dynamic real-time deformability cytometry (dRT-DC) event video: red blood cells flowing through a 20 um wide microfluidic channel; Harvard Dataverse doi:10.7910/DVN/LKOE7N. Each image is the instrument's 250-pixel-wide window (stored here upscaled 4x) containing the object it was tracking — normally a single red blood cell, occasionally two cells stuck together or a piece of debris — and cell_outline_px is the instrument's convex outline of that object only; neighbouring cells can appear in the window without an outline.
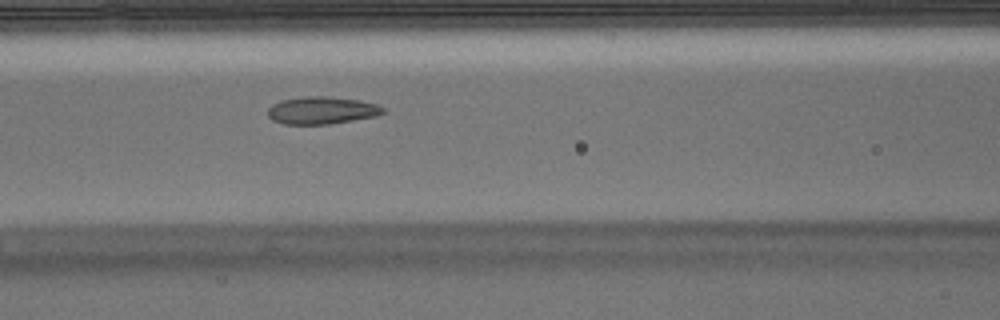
{"species": "Egyptian fruit bat (a non-hibernating species)", "species_latin": "Rousettus aegyptiacus", "temperature_condition": "warm", "stored_images_in_passage": 53, "camera_frame_rate_fps": 3000, "um_per_image_px": 0.085, "animal": {"sex": "male"}, "frame": {"image": 1, "passage_image": 22, "time_ms": 7.0, "image_size_px": [1000, 320], "cell_outline_px": [[384, 112], [376, 116], [328, 124], [284, 124], [272, 120], [268, 116], [268, 108], [272, 104], [280, 100], [304, 96], [324, 96], [360, 100], [376, 104], [384, 108]], "centroid_in_image_um": [27.31, 9.37], "position_along_channel_um": 139.3, "area_um2": 18.38}}
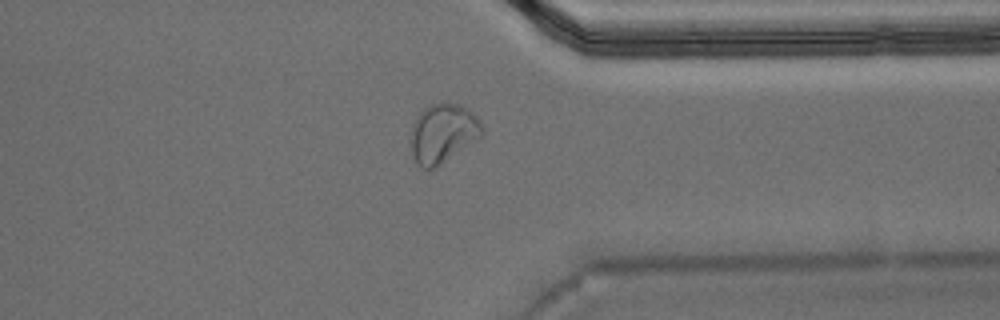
{"frame": {"image": 2, "passage_image": 41, "time_ms": 13.333, "image_size_px": [1000, 320], "cell_outline_px": [[484, 132], [480, 136], [436, 168], [424, 168], [416, 164], [408, 140], [416, 116], [428, 104], [440, 100], [448, 100], [460, 104], [468, 108], [480, 120], [484, 128]], "centroid_in_image_um": [37.62, 11.27], "position_along_channel_um": 373.8, "area_um2": 25.14}}
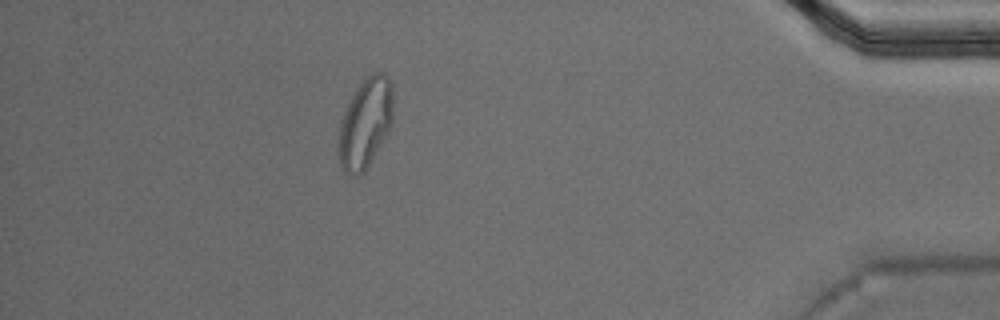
{"frame": {"image": 3, "passage_image": 47, "time_ms": 15.333, "image_size_px": [1000, 320], "cell_outline_px": [[392, 124], [388, 132], [368, 168], [364, 172], [356, 176], [352, 176], [344, 172], [340, 168], [340, 120], [352, 96], [360, 84], [372, 72], [380, 72], [388, 76], [392, 84]], "centroid_in_image_um": [31.08, 10.49], "position_along_channel_um": 404.1, "area_um2": 28.32}, "authors_computed_cell_mechanics": {"area_um2": 19.1896, "velocity_mm_per_s": 3.7738, "shape_relaxation_time_tau1_ms": null, "shape_relaxation_time_tau2_ms": 1.39, "deformation_change_tau1": null, "deformation_change_tau2": 0.0753}}